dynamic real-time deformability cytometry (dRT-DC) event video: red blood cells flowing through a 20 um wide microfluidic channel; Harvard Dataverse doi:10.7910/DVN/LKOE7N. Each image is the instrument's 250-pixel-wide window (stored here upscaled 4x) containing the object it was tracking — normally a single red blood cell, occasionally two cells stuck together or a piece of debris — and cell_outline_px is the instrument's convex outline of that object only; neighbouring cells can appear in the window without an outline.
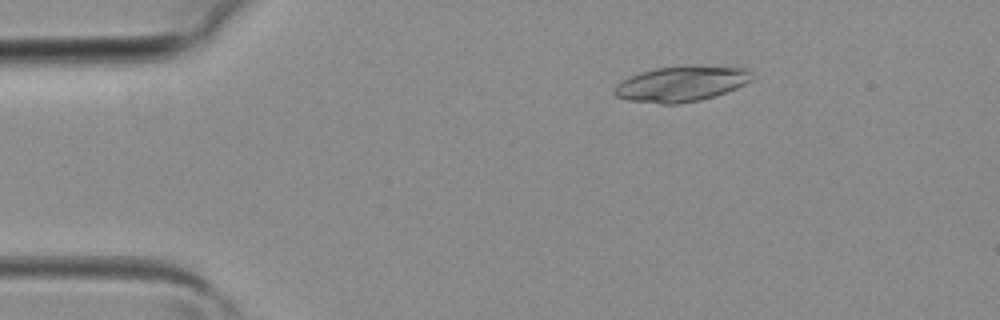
{"species": "common noctule bat (a hibernating species)", "species_latin": "Nyctalus noctula", "temperature_condition": "room temperature", "stored_images_in_passage": 3, "camera_frame_rate_fps": 3000, "um_per_image_px": 0.085, "animal": {"sex": "female", "body_mass_g": 19.3, "forearm_length_mm": 54.1}, "frame": {"image": 1, "passage_image": 3, "time_ms": 0.667, "image_size_px": [1000, 320], "cell_outline_px": [[752, 80], [736, 88], [716, 96], [700, 100], [676, 104], [660, 104], [628, 100], [616, 96], [612, 92], [616, 84], [640, 72], [656, 68], [748, 68], [752, 72]], "centroid_in_image_um": [57.87, 7.18], "position_along_channel_um": 27.1, "area_um2": 27.46}}